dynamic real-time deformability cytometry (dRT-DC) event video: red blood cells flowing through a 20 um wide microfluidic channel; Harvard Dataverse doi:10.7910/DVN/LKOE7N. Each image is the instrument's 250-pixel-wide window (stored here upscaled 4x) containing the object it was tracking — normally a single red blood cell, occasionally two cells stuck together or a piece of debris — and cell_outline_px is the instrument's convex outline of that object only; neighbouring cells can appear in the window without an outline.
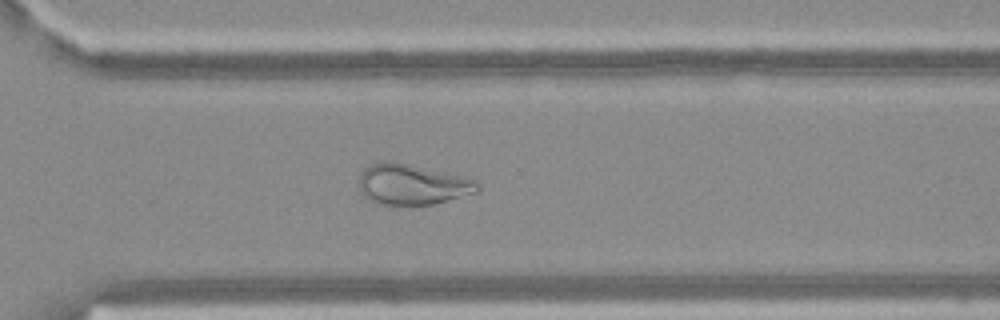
{"species": "Egyptian fruit bat (a non-hibernating species)", "species_latin": "Rousettus aegyptiacus", "temperature_condition": "warm", "stored_images_in_passage": 49, "camera_frame_rate_fps": 3000, "um_per_image_px": 0.085, "frame": {"image": 1, "passage_image": 34, "time_ms": 11.0, "image_size_px": [1000, 320], "cell_outline_px": [[480, 188], [476, 192], [436, 204], [376, 204], [368, 200], [360, 192], [360, 172], [364, 168], [380, 160], [388, 160], [408, 164], [460, 176], [476, 180], [480, 184]], "centroid_in_image_um": [35.0, 15.68], "position_along_channel_um": 335.6, "area_um2": 27.92}}
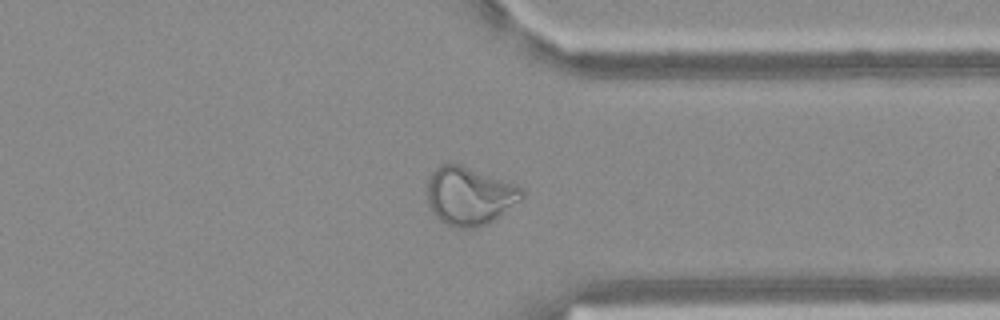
{"frame": {"image": 2, "passage_image": 37, "time_ms": 12.0, "image_size_px": [1000, 320], "cell_outline_px": [[524, 196], [488, 224], [476, 228], [456, 228], [444, 224], [432, 212], [428, 204], [428, 180], [432, 172], [440, 164], [460, 164], [516, 184], [524, 188]], "centroid_in_image_um": [39.89, 16.66], "position_along_channel_um": 371.5, "area_um2": 32.02}}
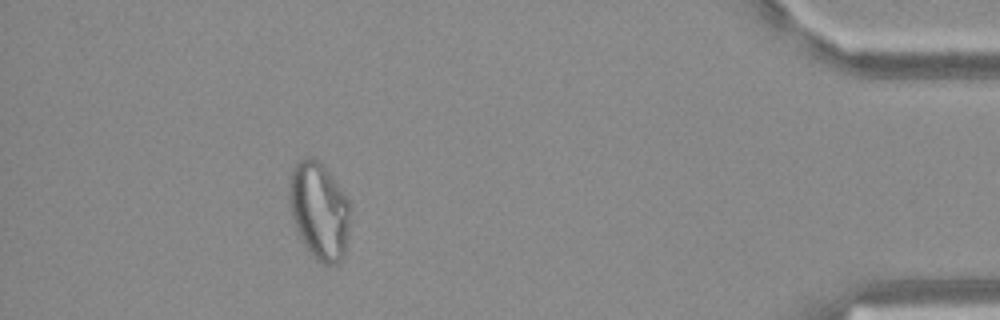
{"frame": {"image": 3, "passage_image": 44, "time_ms": 14.333, "image_size_px": [1000, 320], "cell_outline_px": [[348, 236], [344, 252], [340, 260], [336, 264], [324, 264], [316, 260], [312, 256], [296, 232], [288, 200], [288, 180], [292, 168], [300, 160], [308, 156], [312, 156], [328, 172], [344, 192], [348, 200]], "centroid_in_image_um": [27.08, 17.91], "position_along_channel_um": 408.1, "area_um2": 34.39}}